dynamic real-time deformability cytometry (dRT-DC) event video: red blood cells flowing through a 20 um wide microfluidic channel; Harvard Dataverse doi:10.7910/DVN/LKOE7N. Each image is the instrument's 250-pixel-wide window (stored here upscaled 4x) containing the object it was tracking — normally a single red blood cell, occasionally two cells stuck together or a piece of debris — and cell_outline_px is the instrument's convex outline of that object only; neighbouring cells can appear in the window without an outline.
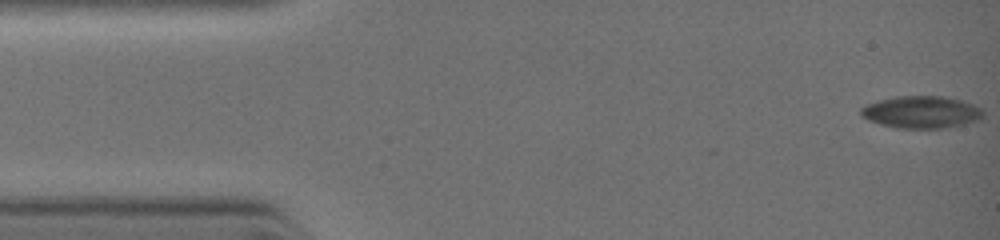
{"species": "common noctule bat (a hibernating species)", "species_latin": "Nyctalus noctula", "temperature_condition": "warm", "stored_images_in_passage": 84, "camera_frame_rate_fps": 3000, "um_per_image_px": 0.085, "animal": {"sex": "female", "body_mass_g": 19.0, "forearm_length_mm": 51.5}, "frame": {"image": 1, "passage_image": 1, "time_ms": 0.0, "image_size_px": [1000, 240], "cell_outline_px": [[984, 116], [976, 120], [960, 124], [940, 128], [896, 128], [880, 124], [868, 120], [860, 116], [860, 108], [868, 104], [880, 100], [896, 96], [940, 96], [960, 100], [972, 104], [980, 108], [984, 112]], "centroid_in_image_um": [78.26, 9.53], "position_along_channel_um": 6.7, "area_um2": 22.66}}
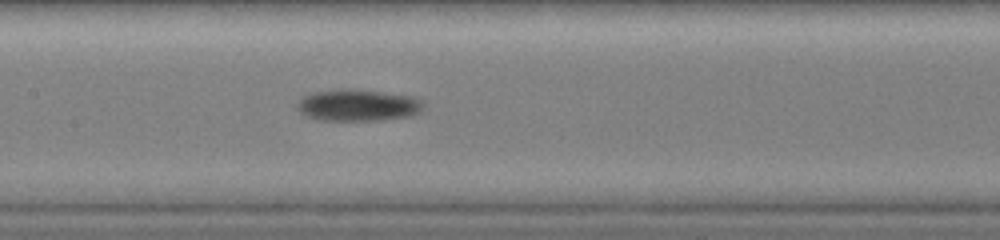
{"frame": {"image": 2, "passage_image": 38, "time_ms": 5.333, "image_size_px": [1000, 240], "cell_outline_px": [[424, 108], [420, 112], [412, 116], [376, 120], [320, 120], [308, 116], [300, 112], [296, 108], [296, 104], [304, 96], [312, 92], [348, 88], [412, 96], [424, 100]], "centroid_in_image_um": [30.45, 8.94], "position_along_channel_um": 176.9, "area_um2": 23.35}}
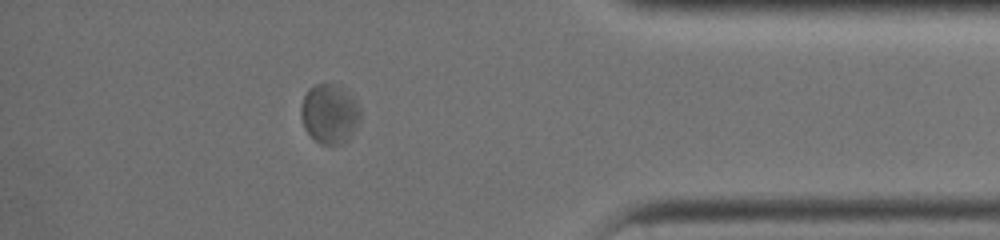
{"frame": {"image": 3, "passage_image": 71, "time_ms": 10.0, "image_size_px": [1000, 240], "cell_outline_px": [[360, 120], [344, 140], [336, 144], [324, 144], [316, 140], [308, 132], [304, 124], [300, 112], [300, 108], [304, 96], [316, 84], [332, 84], [340, 88], [356, 100], [360, 108]], "centroid_in_image_um": [28.0, 9.65], "position_along_channel_um": 407.2, "area_um2": 19.59}}